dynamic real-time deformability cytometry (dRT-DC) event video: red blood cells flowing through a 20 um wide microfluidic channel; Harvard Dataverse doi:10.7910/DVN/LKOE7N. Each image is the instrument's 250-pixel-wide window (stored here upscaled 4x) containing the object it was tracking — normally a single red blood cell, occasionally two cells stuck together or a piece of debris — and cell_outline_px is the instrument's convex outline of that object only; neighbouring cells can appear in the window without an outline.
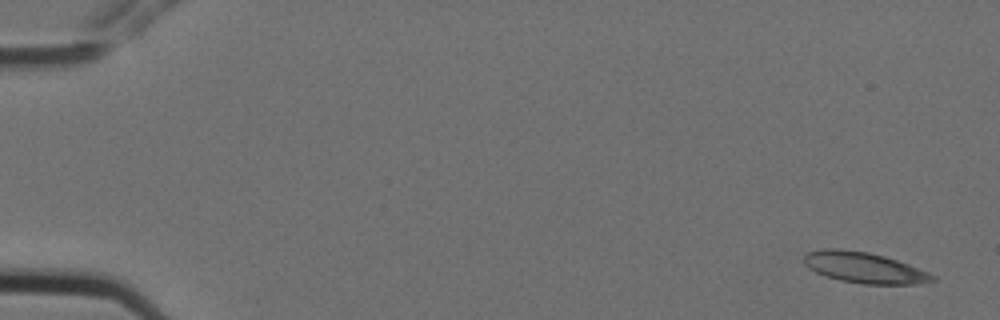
{"species": "Egyptian fruit bat (a non-hibernating species)", "species_latin": "Rousettus aegyptiacus", "temperature_condition": "cold", "stored_images_in_passage": 7, "camera_frame_rate_fps": 3000, "um_per_image_px": 0.085, "animal": {"sex": "female"}, "frame": {"image": 1, "passage_image": 1, "time_ms": 0.0, "image_size_px": [1000, 320], "cell_outline_px": [[936, 280], [916, 284], [864, 284], [840, 280], [824, 276], [808, 268], [804, 264], [804, 256], [808, 252], [828, 248], [840, 248], [868, 252], [884, 256], [908, 264], [928, 272], [936, 276]], "centroid_in_image_um": [73.45, 22.75], "position_along_channel_um": 11.6, "area_um2": 23.06}}
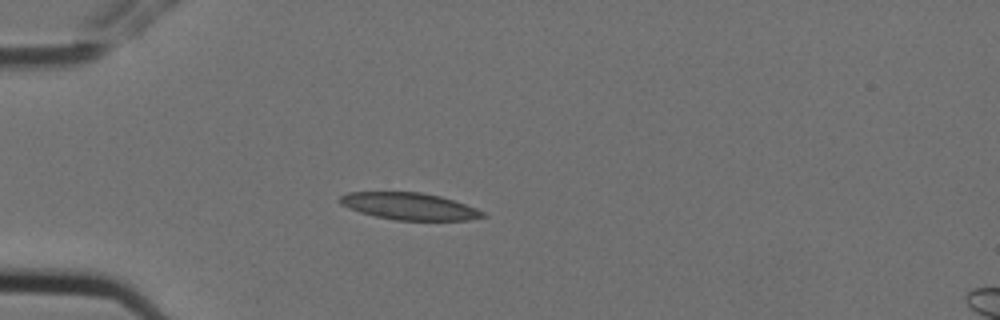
{"frame": {"image": 2, "passage_image": 5, "time_ms": 1.333, "image_size_px": [1000, 320], "cell_outline_px": [[488, 216], [472, 220], [396, 220], [376, 216], [360, 212], [348, 208], [340, 204], [340, 196], [348, 192], [420, 192], [440, 196], [476, 208], [484, 212]], "centroid_in_image_um": [34.81, 17.53], "position_along_channel_um": 50.2, "area_um2": 22.37}}
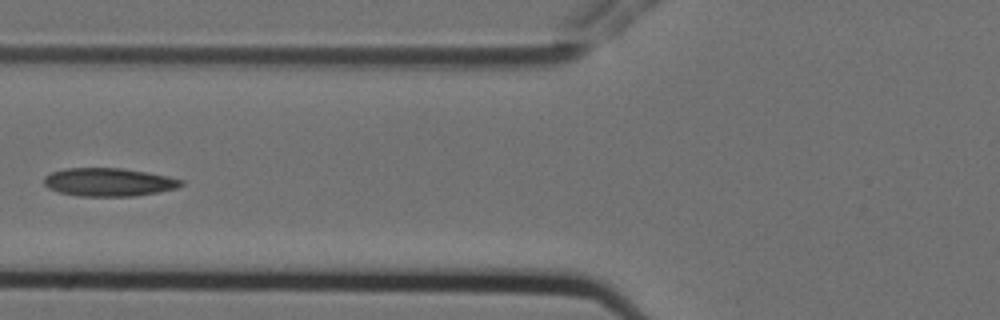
{"frame": {"image": 3, "passage_image": 7, "time_ms": 2.0, "image_size_px": [1000, 320], "cell_outline_px": [[184, 184], [176, 188], [160, 192], [132, 196], [80, 196], [60, 192], [48, 188], [44, 184], [44, 176], [52, 172], [64, 168], [120, 168], [168, 176], [184, 180]], "centroid_in_image_um": [9.24, 15.48], "position_along_channel_um": 116.6, "area_um2": 22.48}}